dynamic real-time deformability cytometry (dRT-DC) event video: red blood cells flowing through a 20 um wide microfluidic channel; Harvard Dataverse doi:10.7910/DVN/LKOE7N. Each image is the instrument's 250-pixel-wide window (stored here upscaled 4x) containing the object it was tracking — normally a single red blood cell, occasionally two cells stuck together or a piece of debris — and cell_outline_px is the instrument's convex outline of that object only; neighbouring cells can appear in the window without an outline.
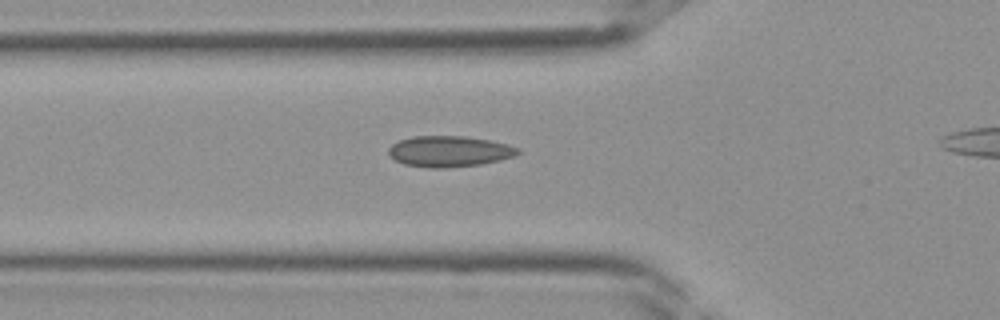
{"species": "Egyptian fruit bat (a non-hibernating species)", "species_latin": "Rousettus aegyptiacus", "temperature_condition": "room temperature", "stored_images_in_passage": 31, "camera_frame_rate_fps": 3000, "um_per_image_px": 0.085, "frame": {"image": 1, "passage_image": 10, "time_ms": 3.0, "image_size_px": [1000, 320], "cell_outline_px": [[520, 152], [516, 156], [500, 160], [480, 164], [444, 168], [432, 168], [404, 164], [388, 156], [388, 148], [392, 144], [400, 140], [412, 136], [464, 136], [488, 140], [508, 144], [520, 148]], "centroid_in_image_um": [38.19, 12.86], "position_along_channel_um": 87.6, "area_um2": 23.35}}
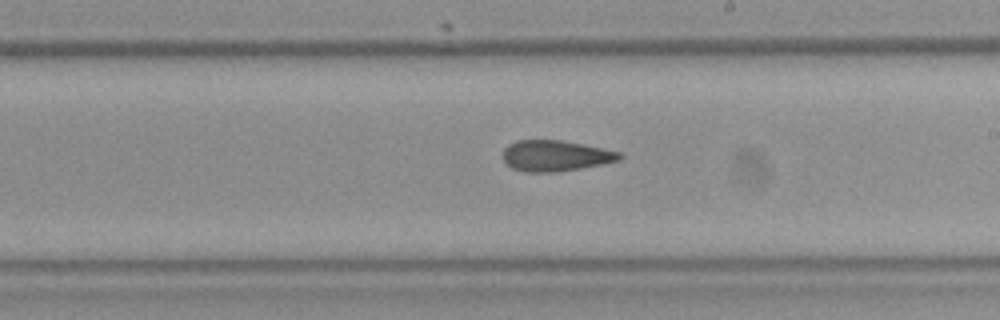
{"frame": {"image": 2, "passage_image": 19, "time_ms": 6.0, "image_size_px": [1000, 320], "cell_outline_px": [[624, 156], [620, 160], [580, 168], [556, 172], [528, 172], [512, 168], [504, 164], [504, 148], [508, 144], [516, 140], [560, 140], [584, 144], [620, 152]], "centroid_in_image_um": [47.2, 13.23], "position_along_channel_um": 241.8, "area_um2": 20.98}}
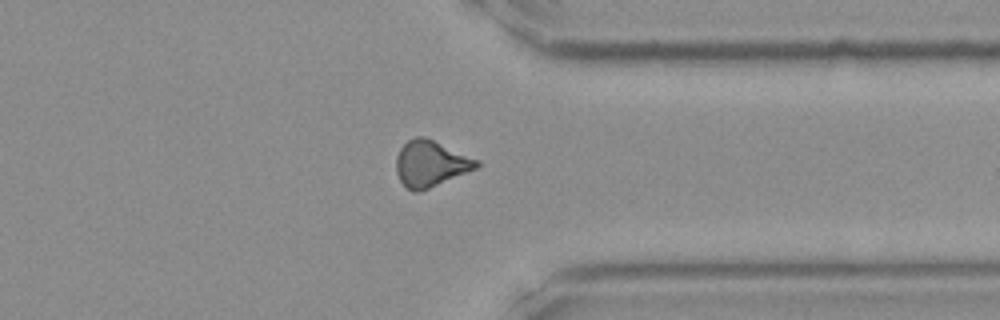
{"frame": {"image": 3, "passage_image": 27, "time_ms": 8.667, "image_size_px": [1000, 320], "cell_outline_px": [[480, 164], [476, 168], [420, 192], [412, 192], [400, 180], [396, 172], [396, 156], [400, 148], [412, 136], [424, 136], [480, 160]], "centroid_in_image_um": [36.58, 13.9], "position_along_channel_um": 374.8, "area_um2": 21.56}}